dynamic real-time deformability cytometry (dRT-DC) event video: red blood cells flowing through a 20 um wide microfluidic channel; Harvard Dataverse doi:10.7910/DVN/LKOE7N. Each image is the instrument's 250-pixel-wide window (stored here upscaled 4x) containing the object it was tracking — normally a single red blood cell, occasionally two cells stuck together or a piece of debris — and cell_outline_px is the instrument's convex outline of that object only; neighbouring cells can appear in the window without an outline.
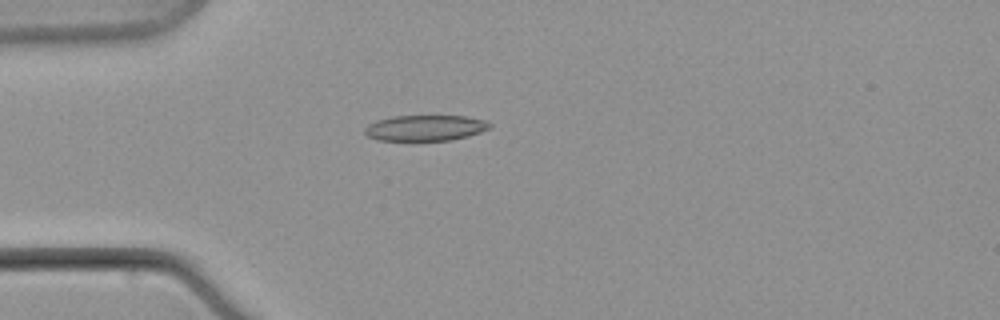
{"species": "common noctule bat (a hibernating species)", "species_latin": "Nyctalus noctula", "temperature_condition": "warm", "stored_images_in_passage": 9, "camera_frame_rate_fps": 3000, "um_per_image_px": 0.085, "animal": {"sex": "male", "body_mass_g": 21.5, "forearm_length_mm": 52.0}, "frame": {"image": 1, "passage_image": 6, "time_ms": 6.0, "image_size_px": [1000, 320], "cell_outline_px": [[492, 128], [468, 136], [452, 140], [376, 140], [368, 136], [364, 132], [364, 128], [368, 124], [376, 120], [392, 116], [464, 116], [484, 120], [492, 124]], "centroid_in_image_um": [36.14, 10.87], "position_along_channel_um": 48.9, "area_um2": 18.79}}
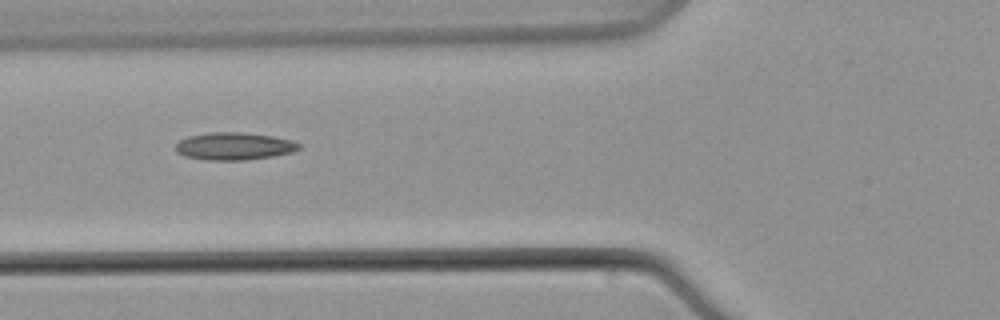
{"frame": {"image": 2, "passage_image": 8, "time_ms": 8.667, "image_size_px": [1000, 320], "cell_outline_px": [[300, 148], [292, 152], [272, 156], [244, 160], [208, 160], [184, 156], [176, 152], [176, 144], [180, 140], [188, 136], [208, 132], [240, 132], [272, 136], [292, 140], [300, 144]], "centroid_in_image_um": [19.88, 12.42], "position_along_channel_um": 105.9, "area_um2": 19.71}}
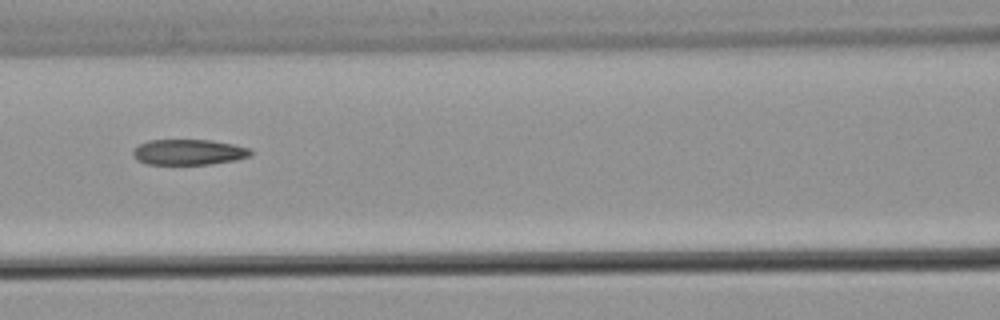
{"frame": {"image": 3, "passage_image": 9, "time_ms": 10.333, "image_size_px": [1000, 320], "cell_outline_px": [[252, 156], [236, 160], [212, 164], [144, 164], [136, 160], [132, 156], [132, 152], [140, 144], [148, 140], [212, 140], [232, 144], [248, 148], [252, 152]], "centroid_in_image_um": [16.02, 12.94], "position_along_channel_um": 150.6, "area_um2": 17.63}}